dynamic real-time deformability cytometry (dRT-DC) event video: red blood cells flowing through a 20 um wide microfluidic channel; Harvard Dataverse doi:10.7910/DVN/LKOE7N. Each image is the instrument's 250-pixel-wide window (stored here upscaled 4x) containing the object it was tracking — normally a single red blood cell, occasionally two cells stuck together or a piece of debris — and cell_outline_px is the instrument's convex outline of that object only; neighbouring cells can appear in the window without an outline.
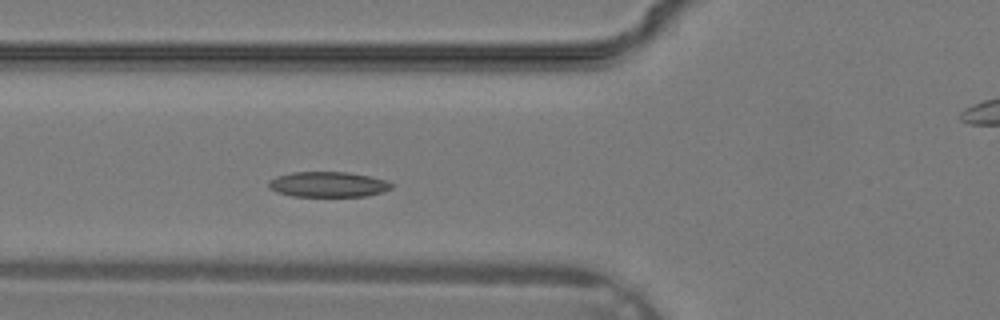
{"species": "common noctule bat (a hibernating species)", "species_latin": "Nyctalus noctula", "temperature_condition": "warm", "stored_images_in_passage": 31, "camera_frame_rate_fps": 3000, "um_per_image_px": 0.085, "animal": {"sex": "male", "body_mass_g": 19.2, "forearm_length_mm": 51.8}, "frame": {"image": 1, "passage_image": 8, "time_ms": 2.333, "image_size_px": [1000, 320], "cell_outline_px": [[392, 188], [380, 192], [364, 196], [292, 196], [276, 192], [268, 188], [268, 180], [276, 176], [292, 172], [348, 172], [368, 176], [384, 180], [392, 184]], "centroid_in_image_um": [27.8, 15.67], "position_along_channel_um": 98.0, "area_um2": 18.03}}
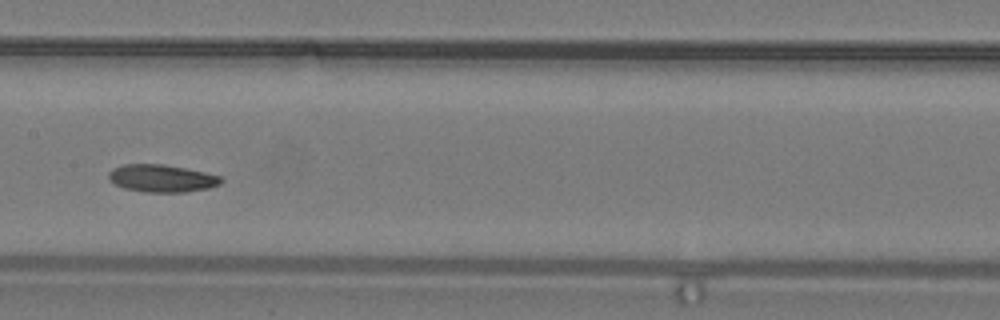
{"frame": {"image": 2, "passage_image": 13, "time_ms": 4.0, "image_size_px": [1000, 320], "cell_outline_px": [[224, 180], [220, 184], [208, 188], [184, 192], [144, 192], [124, 188], [108, 180], [108, 172], [112, 168], [124, 164], [164, 164], [204, 172], [220, 176]], "centroid_in_image_um": [13.72, 15.15], "position_along_channel_um": 193.7, "area_um2": 18.03}}
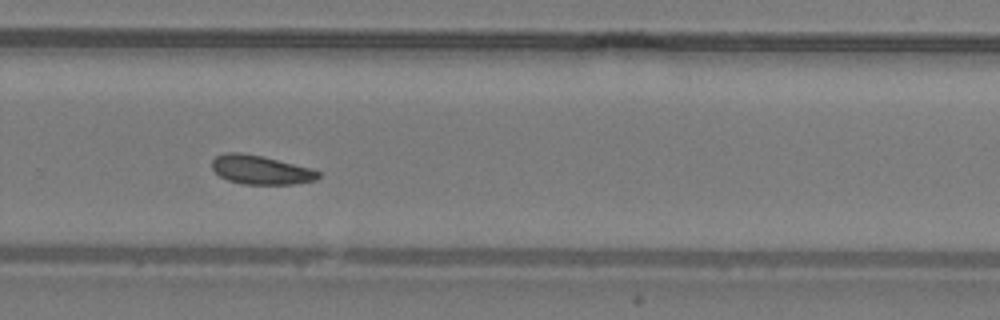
{"frame": {"image": 3, "passage_image": 19, "time_ms": 6.0, "image_size_px": [1000, 320], "cell_outline_px": [[320, 176], [316, 180], [292, 184], [244, 184], [228, 180], [220, 176], [212, 168], [212, 160], [216, 156], [224, 152], [240, 152], [260, 156], [312, 168], [320, 172]], "centroid_in_image_um": [22.16, 14.44], "position_along_channel_um": 307.6, "area_um2": 17.8}}